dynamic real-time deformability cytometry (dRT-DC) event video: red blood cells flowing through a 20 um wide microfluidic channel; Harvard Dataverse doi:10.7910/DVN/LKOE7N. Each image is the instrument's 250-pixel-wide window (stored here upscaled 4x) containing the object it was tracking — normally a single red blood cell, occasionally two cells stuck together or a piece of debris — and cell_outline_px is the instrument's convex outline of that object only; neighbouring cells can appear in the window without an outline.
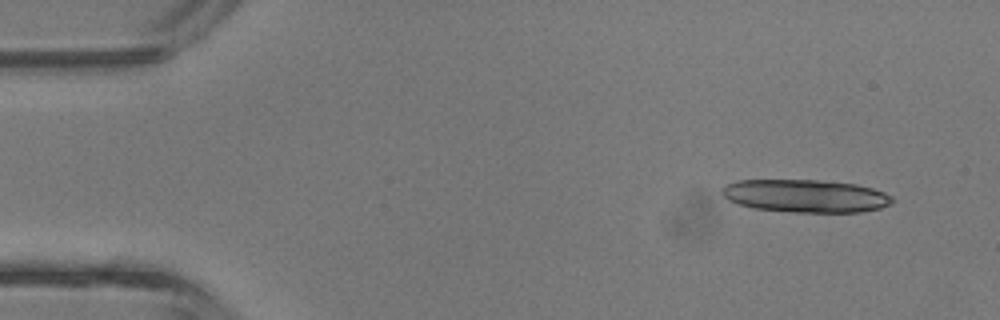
{"species": "common noctule bat (a hibernating species)", "species_latin": "Nyctalus noctula", "temperature_condition": "room temperature", "stored_images_in_passage": 3, "camera_frame_rate_fps": 3000, "um_per_image_px": 0.085, "animal": {"sex": "male", "body_mass_g": 13.3}, "frame": {"image": 1, "passage_image": 1, "time_ms": 0.0, "image_size_px": [1000, 320], "cell_outline_px": [[892, 204], [880, 208], [860, 212], [792, 212], [756, 208], [740, 204], [728, 200], [720, 192], [720, 188], [724, 184], [736, 180], [816, 180], [856, 184], [872, 188], [884, 192], [892, 196]], "centroid_in_image_um": [68.44, 16.65], "position_along_channel_um": 16.6, "area_um2": 32.66}}